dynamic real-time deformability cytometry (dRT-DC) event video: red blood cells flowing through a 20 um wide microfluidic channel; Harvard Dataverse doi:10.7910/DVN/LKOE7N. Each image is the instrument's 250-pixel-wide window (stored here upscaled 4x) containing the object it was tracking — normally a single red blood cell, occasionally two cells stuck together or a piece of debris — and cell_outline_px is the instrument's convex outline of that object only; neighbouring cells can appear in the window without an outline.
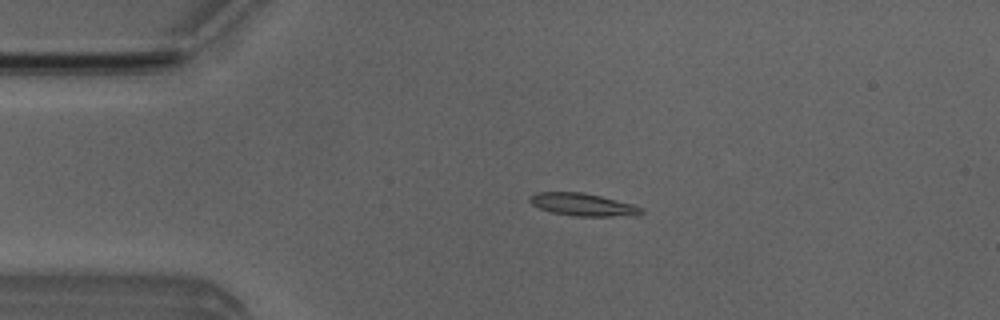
{"species": "Egyptian fruit bat (a non-hibernating species)", "species_latin": "Rousettus aegyptiacus", "temperature_condition": "room temperature", "stored_images_in_passage": 19, "camera_frame_rate_fps": 3000, "um_per_image_px": 0.085, "animal": {"sex": "male"}, "frame": {"image": 1, "passage_image": 11, "time_ms": 3.333, "image_size_px": [1000, 320], "cell_outline_px": [[644, 212], [636, 216], [576, 216], [552, 212], [540, 208], [532, 204], [528, 200], [528, 196], [536, 192], [584, 192], [632, 204], [644, 208]], "centroid_in_image_um": [49.56, 17.39], "position_along_channel_um": 35.4, "area_um2": 14.74}}